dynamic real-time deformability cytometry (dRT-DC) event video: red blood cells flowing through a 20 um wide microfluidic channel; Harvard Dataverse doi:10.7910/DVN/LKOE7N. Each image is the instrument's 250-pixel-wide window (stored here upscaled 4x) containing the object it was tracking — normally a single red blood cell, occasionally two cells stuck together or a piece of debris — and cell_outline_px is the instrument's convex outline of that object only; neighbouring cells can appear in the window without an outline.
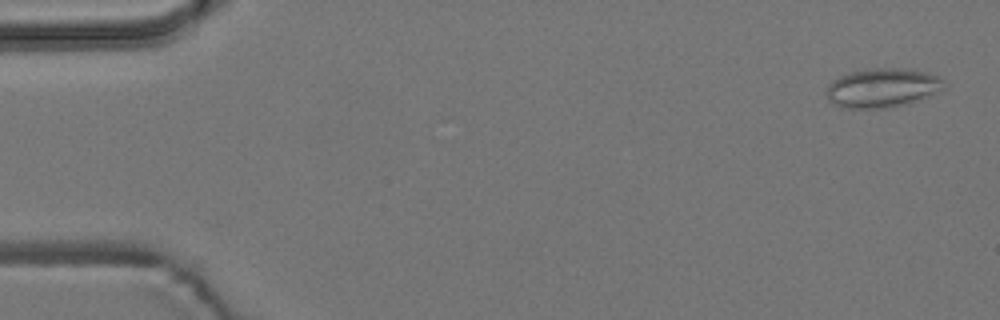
{"species": "common noctule bat (a hibernating species)", "species_latin": "Nyctalus noctula", "temperature_condition": "room temperature", "stored_images_in_passage": 6, "camera_frame_rate_fps": 3000, "um_per_image_px": 0.085, "animal": {"sex": "male", "body_mass_g": 19.2, "forearm_length_mm": 51.8}, "frame": {"image": 1, "passage_image": 1, "time_ms": 0.0, "image_size_px": [1000, 320], "cell_outline_px": [[944, 88], [924, 96], [900, 104], [884, 108], [840, 108], [828, 100], [828, 84], [832, 80], [840, 76], [852, 72], [876, 68], [904, 68], [928, 72], [940, 76], [944, 80]], "centroid_in_image_um": [74.97, 7.45], "position_along_channel_um": 10.0, "area_um2": 26.24}}